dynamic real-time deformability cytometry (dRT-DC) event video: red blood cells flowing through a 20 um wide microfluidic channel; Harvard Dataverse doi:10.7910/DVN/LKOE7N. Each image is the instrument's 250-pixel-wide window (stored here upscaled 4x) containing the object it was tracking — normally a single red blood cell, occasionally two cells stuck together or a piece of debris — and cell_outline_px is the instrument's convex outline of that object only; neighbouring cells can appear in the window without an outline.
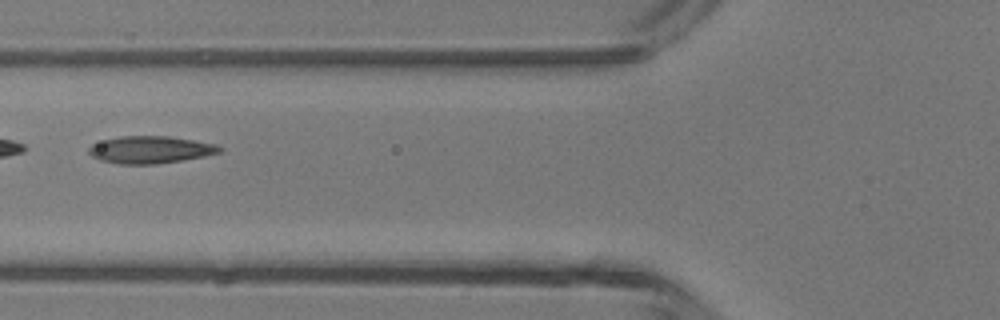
{"species": "common noctule bat (a hibernating species)", "species_latin": "Nyctalus noctula", "temperature_condition": "room temperature", "stored_images_in_passage": 45, "camera_frame_rate_fps": 3000, "um_per_image_px": 0.085, "animal": {"sex": "male", "body_mass_g": 13.3}, "frame": {"image": 1, "passage_image": 17, "time_ms": 5.333, "image_size_px": [1000, 320], "cell_outline_px": [[224, 152], [204, 156], [156, 164], [120, 164], [100, 160], [92, 156], [88, 152], [88, 148], [92, 144], [104, 140], [120, 136], [168, 136], [216, 144], [224, 148]], "centroid_in_image_um": [12.8, 12.72], "position_along_channel_um": 113.0, "area_um2": 20.75}}
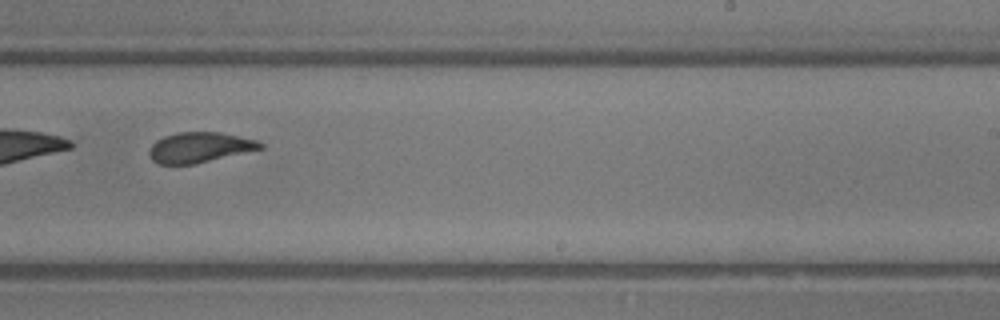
{"frame": {"image": 2, "passage_image": 28, "time_ms": 9.0, "image_size_px": [1000, 320], "cell_outline_px": [[264, 148], [196, 164], [160, 164], [152, 160], [148, 152], [152, 144], [156, 140], [164, 136], [176, 132], [220, 132], [256, 140], [264, 144]], "centroid_in_image_um": [16.96, 12.53], "position_along_channel_um": 272.0, "area_um2": 19.65}}
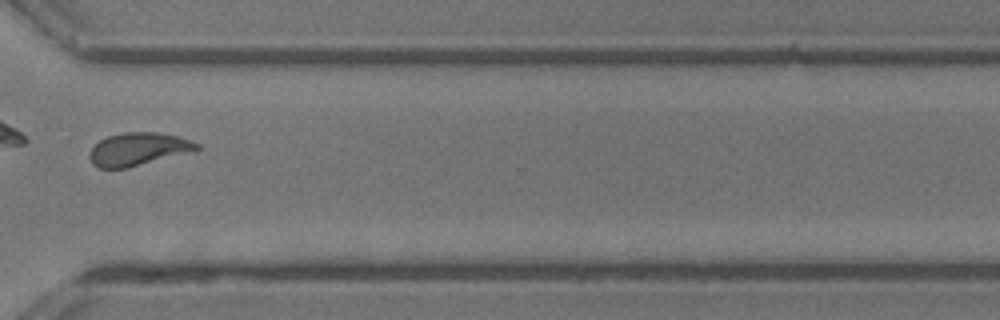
{"frame": {"image": 3, "passage_image": 34, "time_ms": 11.0, "image_size_px": [1000, 320], "cell_outline_px": [[200, 148], [128, 168], [100, 168], [92, 164], [88, 156], [88, 152], [100, 140], [108, 136], [124, 132], [156, 132], [176, 136], [200, 144]], "centroid_in_image_um": [11.66, 12.67], "position_along_channel_um": 358.9, "area_um2": 20.11}, "authors_computed_cell_mechanics": {"area_um2": 21.0392, "velocity_mm_per_s": 4.3407, "shape_relaxation_time_tau1_ms": 4.8588, "shape_relaxation_time_tau2_ms": 0.8791, "deformation_change_tau1": 0.154, "deformation_change_tau2": 0.0723}}